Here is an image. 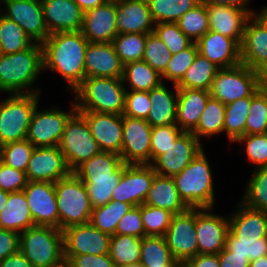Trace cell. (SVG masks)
I'll return each instance as SVG.
<instances>
[{"label":"cell","instance_id":"d4e9b609","mask_svg":"<svg viewBox=\"0 0 267 267\" xmlns=\"http://www.w3.org/2000/svg\"><path fill=\"white\" fill-rule=\"evenodd\" d=\"M123 68L112 43H91L85 53V78H122Z\"/></svg>","mask_w":267,"mask_h":267},{"label":"cell","instance_id":"4fadbf2b","mask_svg":"<svg viewBox=\"0 0 267 267\" xmlns=\"http://www.w3.org/2000/svg\"><path fill=\"white\" fill-rule=\"evenodd\" d=\"M151 125L123 115L121 159L125 164L151 165Z\"/></svg>","mask_w":267,"mask_h":267},{"label":"cell","instance_id":"6125c7cd","mask_svg":"<svg viewBox=\"0 0 267 267\" xmlns=\"http://www.w3.org/2000/svg\"><path fill=\"white\" fill-rule=\"evenodd\" d=\"M20 233L0 228V260L19 251Z\"/></svg>","mask_w":267,"mask_h":267},{"label":"cell","instance_id":"ee69618b","mask_svg":"<svg viewBox=\"0 0 267 267\" xmlns=\"http://www.w3.org/2000/svg\"><path fill=\"white\" fill-rule=\"evenodd\" d=\"M0 43L3 54H12L29 48L34 42L16 22L0 13Z\"/></svg>","mask_w":267,"mask_h":267},{"label":"cell","instance_id":"3957f363","mask_svg":"<svg viewBox=\"0 0 267 267\" xmlns=\"http://www.w3.org/2000/svg\"><path fill=\"white\" fill-rule=\"evenodd\" d=\"M73 92L78 112L123 115L126 88L122 78H85Z\"/></svg>","mask_w":267,"mask_h":267},{"label":"cell","instance_id":"8c879c8a","mask_svg":"<svg viewBox=\"0 0 267 267\" xmlns=\"http://www.w3.org/2000/svg\"><path fill=\"white\" fill-rule=\"evenodd\" d=\"M49 267H72V264L68 258L63 257L58 262L50 265Z\"/></svg>","mask_w":267,"mask_h":267},{"label":"cell","instance_id":"60d3db41","mask_svg":"<svg viewBox=\"0 0 267 267\" xmlns=\"http://www.w3.org/2000/svg\"><path fill=\"white\" fill-rule=\"evenodd\" d=\"M151 17L157 23H176L183 14L194 8L200 0H147Z\"/></svg>","mask_w":267,"mask_h":267},{"label":"cell","instance_id":"09005b40","mask_svg":"<svg viewBox=\"0 0 267 267\" xmlns=\"http://www.w3.org/2000/svg\"><path fill=\"white\" fill-rule=\"evenodd\" d=\"M2 54H3V49H2V45L0 43V55H2Z\"/></svg>","mask_w":267,"mask_h":267},{"label":"cell","instance_id":"5b68a950","mask_svg":"<svg viewBox=\"0 0 267 267\" xmlns=\"http://www.w3.org/2000/svg\"><path fill=\"white\" fill-rule=\"evenodd\" d=\"M55 192L60 230L90 222L92 207L88 191L74 172L55 182Z\"/></svg>","mask_w":267,"mask_h":267},{"label":"cell","instance_id":"836d02e7","mask_svg":"<svg viewBox=\"0 0 267 267\" xmlns=\"http://www.w3.org/2000/svg\"><path fill=\"white\" fill-rule=\"evenodd\" d=\"M220 68L206 57L197 54L193 64L176 85L178 89H197L209 91L211 83Z\"/></svg>","mask_w":267,"mask_h":267},{"label":"cell","instance_id":"e0dca14e","mask_svg":"<svg viewBox=\"0 0 267 267\" xmlns=\"http://www.w3.org/2000/svg\"><path fill=\"white\" fill-rule=\"evenodd\" d=\"M203 149V144L191 132H183L151 166L157 174L173 177L188 166Z\"/></svg>","mask_w":267,"mask_h":267},{"label":"cell","instance_id":"7bdbcfd3","mask_svg":"<svg viewBox=\"0 0 267 267\" xmlns=\"http://www.w3.org/2000/svg\"><path fill=\"white\" fill-rule=\"evenodd\" d=\"M254 170L240 202L248 208L267 212V166Z\"/></svg>","mask_w":267,"mask_h":267},{"label":"cell","instance_id":"ffe728a7","mask_svg":"<svg viewBox=\"0 0 267 267\" xmlns=\"http://www.w3.org/2000/svg\"><path fill=\"white\" fill-rule=\"evenodd\" d=\"M79 113L86 119L100 150L121 155L123 115L102 112Z\"/></svg>","mask_w":267,"mask_h":267},{"label":"cell","instance_id":"94428289","mask_svg":"<svg viewBox=\"0 0 267 267\" xmlns=\"http://www.w3.org/2000/svg\"><path fill=\"white\" fill-rule=\"evenodd\" d=\"M71 261L72 267H115L109 254L103 255H64Z\"/></svg>","mask_w":267,"mask_h":267},{"label":"cell","instance_id":"1f68e13d","mask_svg":"<svg viewBox=\"0 0 267 267\" xmlns=\"http://www.w3.org/2000/svg\"><path fill=\"white\" fill-rule=\"evenodd\" d=\"M33 226L34 221L24 192L9 193L0 212V228L21 233Z\"/></svg>","mask_w":267,"mask_h":267},{"label":"cell","instance_id":"d6986e66","mask_svg":"<svg viewBox=\"0 0 267 267\" xmlns=\"http://www.w3.org/2000/svg\"><path fill=\"white\" fill-rule=\"evenodd\" d=\"M25 173L28 181L55 183L71 171L59 147L52 146L34 147Z\"/></svg>","mask_w":267,"mask_h":267},{"label":"cell","instance_id":"7dc6e473","mask_svg":"<svg viewBox=\"0 0 267 267\" xmlns=\"http://www.w3.org/2000/svg\"><path fill=\"white\" fill-rule=\"evenodd\" d=\"M267 133V83L252 97L246 121V135Z\"/></svg>","mask_w":267,"mask_h":267},{"label":"cell","instance_id":"a7ac6f4b","mask_svg":"<svg viewBox=\"0 0 267 267\" xmlns=\"http://www.w3.org/2000/svg\"><path fill=\"white\" fill-rule=\"evenodd\" d=\"M83 12L105 4L108 0H74Z\"/></svg>","mask_w":267,"mask_h":267},{"label":"cell","instance_id":"52a82bcc","mask_svg":"<svg viewBox=\"0 0 267 267\" xmlns=\"http://www.w3.org/2000/svg\"><path fill=\"white\" fill-rule=\"evenodd\" d=\"M19 250L33 267H49L64 257L63 231L33 226L20 233Z\"/></svg>","mask_w":267,"mask_h":267},{"label":"cell","instance_id":"89a4df30","mask_svg":"<svg viewBox=\"0 0 267 267\" xmlns=\"http://www.w3.org/2000/svg\"><path fill=\"white\" fill-rule=\"evenodd\" d=\"M249 267H267V256H262L254 261H250Z\"/></svg>","mask_w":267,"mask_h":267},{"label":"cell","instance_id":"8d00e7d4","mask_svg":"<svg viewBox=\"0 0 267 267\" xmlns=\"http://www.w3.org/2000/svg\"><path fill=\"white\" fill-rule=\"evenodd\" d=\"M251 107V97L240 98L226 104L224 132L228 140L235 142L246 135V121Z\"/></svg>","mask_w":267,"mask_h":267},{"label":"cell","instance_id":"816d5d0a","mask_svg":"<svg viewBox=\"0 0 267 267\" xmlns=\"http://www.w3.org/2000/svg\"><path fill=\"white\" fill-rule=\"evenodd\" d=\"M225 247L233 255L246 256L250 261H254L262 256H267V237L241 239L228 232Z\"/></svg>","mask_w":267,"mask_h":267},{"label":"cell","instance_id":"4dcf8cb0","mask_svg":"<svg viewBox=\"0 0 267 267\" xmlns=\"http://www.w3.org/2000/svg\"><path fill=\"white\" fill-rule=\"evenodd\" d=\"M144 204L166 209L174 215L184 213L188 209L179 197L173 178L157 173Z\"/></svg>","mask_w":267,"mask_h":267},{"label":"cell","instance_id":"b9fcfbb0","mask_svg":"<svg viewBox=\"0 0 267 267\" xmlns=\"http://www.w3.org/2000/svg\"><path fill=\"white\" fill-rule=\"evenodd\" d=\"M161 267H177V265H165V266H161Z\"/></svg>","mask_w":267,"mask_h":267},{"label":"cell","instance_id":"9a60e30c","mask_svg":"<svg viewBox=\"0 0 267 267\" xmlns=\"http://www.w3.org/2000/svg\"><path fill=\"white\" fill-rule=\"evenodd\" d=\"M211 210L195 208L198 254H218L225 248L229 217L216 215Z\"/></svg>","mask_w":267,"mask_h":267},{"label":"cell","instance_id":"b9f144b4","mask_svg":"<svg viewBox=\"0 0 267 267\" xmlns=\"http://www.w3.org/2000/svg\"><path fill=\"white\" fill-rule=\"evenodd\" d=\"M123 171L124 163L114 173H112V177L80 178L86 185L92 208L106 205L109 201H111L112 192L119 184Z\"/></svg>","mask_w":267,"mask_h":267},{"label":"cell","instance_id":"cb8c5ba5","mask_svg":"<svg viewBox=\"0 0 267 267\" xmlns=\"http://www.w3.org/2000/svg\"><path fill=\"white\" fill-rule=\"evenodd\" d=\"M49 34L80 31L84 12L74 0H41Z\"/></svg>","mask_w":267,"mask_h":267},{"label":"cell","instance_id":"9f6ffc18","mask_svg":"<svg viewBox=\"0 0 267 267\" xmlns=\"http://www.w3.org/2000/svg\"><path fill=\"white\" fill-rule=\"evenodd\" d=\"M236 142L246 145L247 158L256 168L267 166V133L244 135Z\"/></svg>","mask_w":267,"mask_h":267},{"label":"cell","instance_id":"5bb4252c","mask_svg":"<svg viewBox=\"0 0 267 267\" xmlns=\"http://www.w3.org/2000/svg\"><path fill=\"white\" fill-rule=\"evenodd\" d=\"M4 6L0 13L16 22L30 39L42 44L48 37L41 0H3Z\"/></svg>","mask_w":267,"mask_h":267},{"label":"cell","instance_id":"11a10c76","mask_svg":"<svg viewBox=\"0 0 267 267\" xmlns=\"http://www.w3.org/2000/svg\"><path fill=\"white\" fill-rule=\"evenodd\" d=\"M184 131L176 124L151 128V164L167 150Z\"/></svg>","mask_w":267,"mask_h":267},{"label":"cell","instance_id":"03108f58","mask_svg":"<svg viewBox=\"0 0 267 267\" xmlns=\"http://www.w3.org/2000/svg\"><path fill=\"white\" fill-rule=\"evenodd\" d=\"M0 267H33V265L19 250L18 252L6 257L5 259L0 260Z\"/></svg>","mask_w":267,"mask_h":267},{"label":"cell","instance_id":"2a66077c","mask_svg":"<svg viewBox=\"0 0 267 267\" xmlns=\"http://www.w3.org/2000/svg\"><path fill=\"white\" fill-rule=\"evenodd\" d=\"M177 267H190L187 262H180Z\"/></svg>","mask_w":267,"mask_h":267},{"label":"cell","instance_id":"d6a6232c","mask_svg":"<svg viewBox=\"0 0 267 267\" xmlns=\"http://www.w3.org/2000/svg\"><path fill=\"white\" fill-rule=\"evenodd\" d=\"M122 80L129 82L131 91L149 92L163 83L161 75L144 60L124 65Z\"/></svg>","mask_w":267,"mask_h":267},{"label":"cell","instance_id":"2e32d148","mask_svg":"<svg viewBox=\"0 0 267 267\" xmlns=\"http://www.w3.org/2000/svg\"><path fill=\"white\" fill-rule=\"evenodd\" d=\"M35 226L59 229L55 183L28 181L23 189Z\"/></svg>","mask_w":267,"mask_h":267},{"label":"cell","instance_id":"7c38bea8","mask_svg":"<svg viewBox=\"0 0 267 267\" xmlns=\"http://www.w3.org/2000/svg\"><path fill=\"white\" fill-rule=\"evenodd\" d=\"M156 175L150 164H125L119 184L114 188L111 200L126 202L132 206L144 204Z\"/></svg>","mask_w":267,"mask_h":267},{"label":"cell","instance_id":"277c9868","mask_svg":"<svg viewBox=\"0 0 267 267\" xmlns=\"http://www.w3.org/2000/svg\"><path fill=\"white\" fill-rule=\"evenodd\" d=\"M172 178L180 199L188 208L214 209L216 200L214 182L204 149L188 166Z\"/></svg>","mask_w":267,"mask_h":267},{"label":"cell","instance_id":"f546056e","mask_svg":"<svg viewBox=\"0 0 267 267\" xmlns=\"http://www.w3.org/2000/svg\"><path fill=\"white\" fill-rule=\"evenodd\" d=\"M175 93H172L164 83L149 91L151 109L146 121L154 126L176 124L178 88L174 84Z\"/></svg>","mask_w":267,"mask_h":267},{"label":"cell","instance_id":"ac0fdd59","mask_svg":"<svg viewBox=\"0 0 267 267\" xmlns=\"http://www.w3.org/2000/svg\"><path fill=\"white\" fill-rule=\"evenodd\" d=\"M111 235L90 222L63 230L64 255L109 254Z\"/></svg>","mask_w":267,"mask_h":267},{"label":"cell","instance_id":"44dd1931","mask_svg":"<svg viewBox=\"0 0 267 267\" xmlns=\"http://www.w3.org/2000/svg\"><path fill=\"white\" fill-rule=\"evenodd\" d=\"M82 35L91 43H112L118 35L116 26V0L84 12Z\"/></svg>","mask_w":267,"mask_h":267},{"label":"cell","instance_id":"8992f818","mask_svg":"<svg viewBox=\"0 0 267 267\" xmlns=\"http://www.w3.org/2000/svg\"><path fill=\"white\" fill-rule=\"evenodd\" d=\"M40 94H10L0 100V146L27 138Z\"/></svg>","mask_w":267,"mask_h":267},{"label":"cell","instance_id":"91938a15","mask_svg":"<svg viewBox=\"0 0 267 267\" xmlns=\"http://www.w3.org/2000/svg\"><path fill=\"white\" fill-rule=\"evenodd\" d=\"M115 234L143 238L145 231L141 219V205L133 206L118 222Z\"/></svg>","mask_w":267,"mask_h":267},{"label":"cell","instance_id":"6da1fadb","mask_svg":"<svg viewBox=\"0 0 267 267\" xmlns=\"http://www.w3.org/2000/svg\"><path fill=\"white\" fill-rule=\"evenodd\" d=\"M89 41L81 31L56 32L41 44L43 70L57 72L73 91L85 79V53Z\"/></svg>","mask_w":267,"mask_h":267},{"label":"cell","instance_id":"f35d334b","mask_svg":"<svg viewBox=\"0 0 267 267\" xmlns=\"http://www.w3.org/2000/svg\"><path fill=\"white\" fill-rule=\"evenodd\" d=\"M142 238L131 235H111L109 256L115 267L140 262Z\"/></svg>","mask_w":267,"mask_h":267},{"label":"cell","instance_id":"11e5206c","mask_svg":"<svg viewBox=\"0 0 267 267\" xmlns=\"http://www.w3.org/2000/svg\"><path fill=\"white\" fill-rule=\"evenodd\" d=\"M122 267H143L140 262L139 263H135V264H127L125 266Z\"/></svg>","mask_w":267,"mask_h":267},{"label":"cell","instance_id":"bcb514c9","mask_svg":"<svg viewBox=\"0 0 267 267\" xmlns=\"http://www.w3.org/2000/svg\"><path fill=\"white\" fill-rule=\"evenodd\" d=\"M176 23L190 40L197 42L210 30L206 5L200 2L183 14Z\"/></svg>","mask_w":267,"mask_h":267},{"label":"cell","instance_id":"8fae6325","mask_svg":"<svg viewBox=\"0 0 267 267\" xmlns=\"http://www.w3.org/2000/svg\"><path fill=\"white\" fill-rule=\"evenodd\" d=\"M164 237L175 260L187 262L198 255L195 208L173 215Z\"/></svg>","mask_w":267,"mask_h":267},{"label":"cell","instance_id":"c3c4849f","mask_svg":"<svg viewBox=\"0 0 267 267\" xmlns=\"http://www.w3.org/2000/svg\"><path fill=\"white\" fill-rule=\"evenodd\" d=\"M173 215L166 209L142 204L141 219L145 236H165Z\"/></svg>","mask_w":267,"mask_h":267},{"label":"cell","instance_id":"f1b7e54d","mask_svg":"<svg viewBox=\"0 0 267 267\" xmlns=\"http://www.w3.org/2000/svg\"><path fill=\"white\" fill-rule=\"evenodd\" d=\"M210 93L207 90L178 89L176 125L191 132L198 124Z\"/></svg>","mask_w":267,"mask_h":267},{"label":"cell","instance_id":"4316f807","mask_svg":"<svg viewBox=\"0 0 267 267\" xmlns=\"http://www.w3.org/2000/svg\"><path fill=\"white\" fill-rule=\"evenodd\" d=\"M241 63L257 71L267 64V27L255 15L246 23Z\"/></svg>","mask_w":267,"mask_h":267},{"label":"cell","instance_id":"603a6c76","mask_svg":"<svg viewBox=\"0 0 267 267\" xmlns=\"http://www.w3.org/2000/svg\"><path fill=\"white\" fill-rule=\"evenodd\" d=\"M210 30L234 39L240 46L247 21L252 14L229 5H206Z\"/></svg>","mask_w":267,"mask_h":267},{"label":"cell","instance_id":"be15d7a7","mask_svg":"<svg viewBox=\"0 0 267 267\" xmlns=\"http://www.w3.org/2000/svg\"><path fill=\"white\" fill-rule=\"evenodd\" d=\"M220 267H249L250 260L246 256L233 255L226 247L218 253Z\"/></svg>","mask_w":267,"mask_h":267},{"label":"cell","instance_id":"681fc988","mask_svg":"<svg viewBox=\"0 0 267 267\" xmlns=\"http://www.w3.org/2000/svg\"><path fill=\"white\" fill-rule=\"evenodd\" d=\"M34 146L23 139L0 146L1 161L6 165L26 172Z\"/></svg>","mask_w":267,"mask_h":267},{"label":"cell","instance_id":"83f0119b","mask_svg":"<svg viewBox=\"0 0 267 267\" xmlns=\"http://www.w3.org/2000/svg\"><path fill=\"white\" fill-rule=\"evenodd\" d=\"M237 211L229 217V232L236 238L260 239L267 237V212L248 208L238 203Z\"/></svg>","mask_w":267,"mask_h":267},{"label":"cell","instance_id":"f907efd6","mask_svg":"<svg viewBox=\"0 0 267 267\" xmlns=\"http://www.w3.org/2000/svg\"><path fill=\"white\" fill-rule=\"evenodd\" d=\"M198 54L196 42H193L188 48L177 54H173L166 67V71L161 75L163 79L173 82L177 85L184 77L186 71L193 64L195 57Z\"/></svg>","mask_w":267,"mask_h":267},{"label":"cell","instance_id":"753ad0ef","mask_svg":"<svg viewBox=\"0 0 267 267\" xmlns=\"http://www.w3.org/2000/svg\"><path fill=\"white\" fill-rule=\"evenodd\" d=\"M8 195H9L8 192H5L4 190H2V189L0 188V212L3 210L4 205H5L6 202H7Z\"/></svg>","mask_w":267,"mask_h":267},{"label":"cell","instance_id":"d590c367","mask_svg":"<svg viewBox=\"0 0 267 267\" xmlns=\"http://www.w3.org/2000/svg\"><path fill=\"white\" fill-rule=\"evenodd\" d=\"M164 236H144L141 242L140 264L143 267L178 265Z\"/></svg>","mask_w":267,"mask_h":267},{"label":"cell","instance_id":"2644e50d","mask_svg":"<svg viewBox=\"0 0 267 267\" xmlns=\"http://www.w3.org/2000/svg\"><path fill=\"white\" fill-rule=\"evenodd\" d=\"M267 27V7L261 9V12L254 14Z\"/></svg>","mask_w":267,"mask_h":267},{"label":"cell","instance_id":"7402d4cb","mask_svg":"<svg viewBox=\"0 0 267 267\" xmlns=\"http://www.w3.org/2000/svg\"><path fill=\"white\" fill-rule=\"evenodd\" d=\"M198 53L219 68L241 63V46L232 38L209 30L197 42Z\"/></svg>","mask_w":267,"mask_h":267},{"label":"cell","instance_id":"30bf717a","mask_svg":"<svg viewBox=\"0 0 267 267\" xmlns=\"http://www.w3.org/2000/svg\"><path fill=\"white\" fill-rule=\"evenodd\" d=\"M71 105L70 112L68 111L67 113L55 107L40 111L37 106L33 113L26 139L34 147L58 146L66 123L77 111L75 101Z\"/></svg>","mask_w":267,"mask_h":267},{"label":"cell","instance_id":"e7e4bbea","mask_svg":"<svg viewBox=\"0 0 267 267\" xmlns=\"http://www.w3.org/2000/svg\"><path fill=\"white\" fill-rule=\"evenodd\" d=\"M187 263L190 267H220L218 254H198Z\"/></svg>","mask_w":267,"mask_h":267},{"label":"cell","instance_id":"7a4b0ae2","mask_svg":"<svg viewBox=\"0 0 267 267\" xmlns=\"http://www.w3.org/2000/svg\"><path fill=\"white\" fill-rule=\"evenodd\" d=\"M43 71L42 46L33 43L29 48L0 55V91L7 94H40L32 86ZM33 89H32V88Z\"/></svg>","mask_w":267,"mask_h":267},{"label":"cell","instance_id":"ba28073f","mask_svg":"<svg viewBox=\"0 0 267 267\" xmlns=\"http://www.w3.org/2000/svg\"><path fill=\"white\" fill-rule=\"evenodd\" d=\"M264 84L259 71L239 63L220 68L211 83L209 93L226 105L240 98L252 97Z\"/></svg>","mask_w":267,"mask_h":267},{"label":"cell","instance_id":"f6af8a7d","mask_svg":"<svg viewBox=\"0 0 267 267\" xmlns=\"http://www.w3.org/2000/svg\"><path fill=\"white\" fill-rule=\"evenodd\" d=\"M147 34L149 33H126L114 38L112 44L123 65L143 60Z\"/></svg>","mask_w":267,"mask_h":267},{"label":"cell","instance_id":"ab89813d","mask_svg":"<svg viewBox=\"0 0 267 267\" xmlns=\"http://www.w3.org/2000/svg\"><path fill=\"white\" fill-rule=\"evenodd\" d=\"M132 207L126 202L111 200L106 205L92 208L90 223L101 232L115 235L118 222Z\"/></svg>","mask_w":267,"mask_h":267},{"label":"cell","instance_id":"e575fe53","mask_svg":"<svg viewBox=\"0 0 267 267\" xmlns=\"http://www.w3.org/2000/svg\"><path fill=\"white\" fill-rule=\"evenodd\" d=\"M225 108L218 99L209 97L197 126L191 133L201 141L200 137H211L224 132Z\"/></svg>","mask_w":267,"mask_h":267},{"label":"cell","instance_id":"f5cc1de1","mask_svg":"<svg viewBox=\"0 0 267 267\" xmlns=\"http://www.w3.org/2000/svg\"><path fill=\"white\" fill-rule=\"evenodd\" d=\"M153 32L167 46L172 55L181 52L193 43L177 23H157L154 25Z\"/></svg>","mask_w":267,"mask_h":267},{"label":"cell","instance_id":"34e18365","mask_svg":"<svg viewBox=\"0 0 267 267\" xmlns=\"http://www.w3.org/2000/svg\"><path fill=\"white\" fill-rule=\"evenodd\" d=\"M261 80L267 83V64L259 71Z\"/></svg>","mask_w":267,"mask_h":267},{"label":"cell","instance_id":"74e56055","mask_svg":"<svg viewBox=\"0 0 267 267\" xmlns=\"http://www.w3.org/2000/svg\"><path fill=\"white\" fill-rule=\"evenodd\" d=\"M123 163L119 154L101 151L80 165L74 173L79 178L112 177V173Z\"/></svg>","mask_w":267,"mask_h":267},{"label":"cell","instance_id":"9c48e42d","mask_svg":"<svg viewBox=\"0 0 267 267\" xmlns=\"http://www.w3.org/2000/svg\"><path fill=\"white\" fill-rule=\"evenodd\" d=\"M58 147L71 172L101 152L98 143L90 132L86 119L78 111L66 123Z\"/></svg>","mask_w":267,"mask_h":267},{"label":"cell","instance_id":"db71d44e","mask_svg":"<svg viewBox=\"0 0 267 267\" xmlns=\"http://www.w3.org/2000/svg\"><path fill=\"white\" fill-rule=\"evenodd\" d=\"M171 52L167 46L155 35L154 32L147 34L143 60L155 69L160 75L166 71L171 59Z\"/></svg>","mask_w":267,"mask_h":267},{"label":"cell","instance_id":"6f0895ef","mask_svg":"<svg viewBox=\"0 0 267 267\" xmlns=\"http://www.w3.org/2000/svg\"><path fill=\"white\" fill-rule=\"evenodd\" d=\"M151 109L149 92L145 91H128L126 88L124 116L138 119H147Z\"/></svg>","mask_w":267,"mask_h":267},{"label":"cell","instance_id":"484cf974","mask_svg":"<svg viewBox=\"0 0 267 267\" xmlns=\"http://www.w3.org/2000/svg\"><path fill=\"white\" fill-rule=\"evenodd\" d=\"M154 21L147 0H116V26L119 34L152 33Z\"/></svg>","mask_w":267,"mask_h":267},{"label":"cell","instance_id":"680465c9","mask_svg":"<svg viewBox=\"0 0 267 267\" xmlns=\"http://www.w3.org/2000/svg\"><path fill=\"white\" fill-rule=\"evenodd\" d=\"M26 173L0 162V188L8 193L23 191L27 186Z\"/></svg>","mask_w":267,"mask_h":267},{"label":"cell","instance_id":"003e7915","mask_svg":"<svg viewBox=\"0 0 267 267\" xmlns=\"http://www.w3.org/2000/svg\"><path fill=\"white\" fill-rule=\"evenodd\" d=\"M250 0H200L205 5H229L234 6L240 9H245L249 11L252 15L256 12L253 9H250L248 6Z\"/></svg>","mask_w":267,"mask_h":267}]
</instances>
